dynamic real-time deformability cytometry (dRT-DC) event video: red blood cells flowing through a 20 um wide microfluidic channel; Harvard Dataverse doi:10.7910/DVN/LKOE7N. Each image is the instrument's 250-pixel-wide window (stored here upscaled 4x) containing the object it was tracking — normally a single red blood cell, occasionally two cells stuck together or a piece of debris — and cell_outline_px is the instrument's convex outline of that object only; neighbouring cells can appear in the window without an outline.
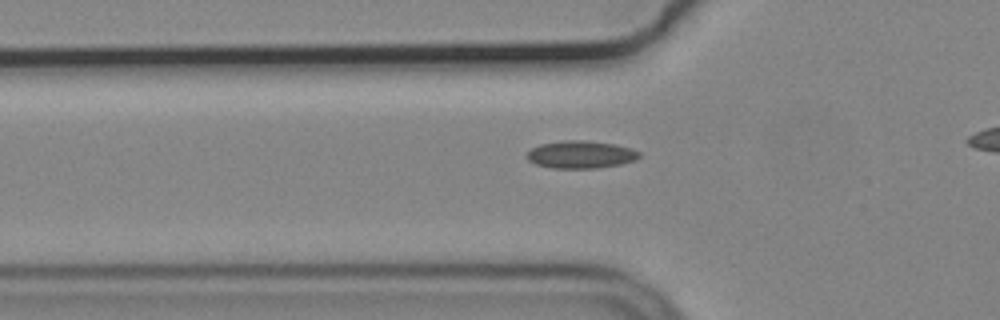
{"species": "common noctule bat (a hibernating species)", "species_latin": "Nyctalus noctula", "temperature_condition": "cold", "stored_images_in_passage": 29, "camera_frame_rate_fps": 3000, "um_per_image_px": 0.085, "animal": {"sex": "male", "body_mass_g": 19.2, "forearm_length_mm": 51.8}, "frame": {"image": 1, "passage_image": 2, "time_ms": 0.333, "image_size_px": [1000, 320], "cell_outline_px": [[640, 156], [636, 160], [620, 164], [596, 168], [552, 168], [536, 164], [528, 160], [524, 156], [532, 148], [540, 144], [564, 140], [584, 140], [616, 144], [632, 148], [640, 152]], "centroid_in_image_um": [49.37, 13.13], "position_along_channel_um": 76.4, "area_um2": 18.15}}
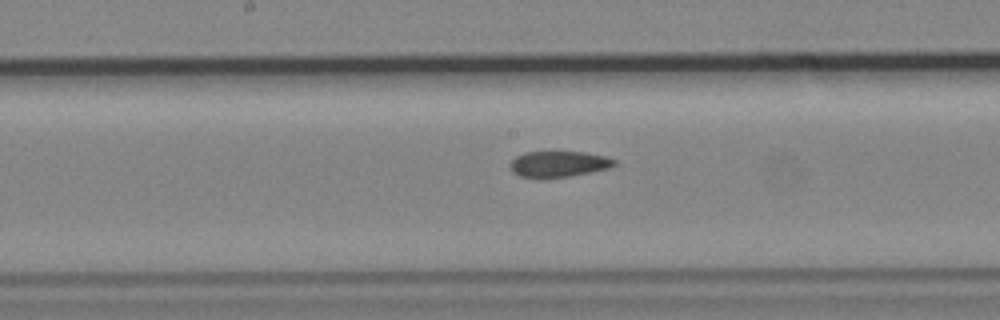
{"frame": {"image": 2, "passage_image": 12, "time_ms": 3.667, "image_size_px": [1000, 320], "cell_outline_px": [[616, 164], [612, 168], [572, 176], [520, 176], [512, 172], [508, 164], [516, 156], [524, 152], [584, 152], [608, 156], [616, 160]], "centroid_in_image_um": [47.54, 13.92], "position_along_channel_um": 200.7, "area_um2": 15.66}}
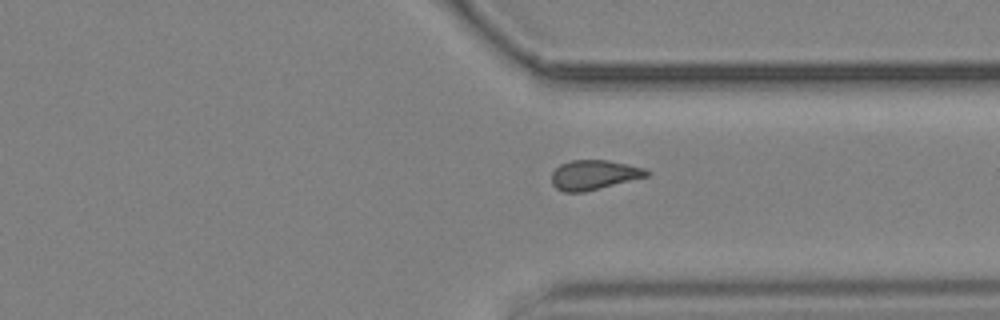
{"frame": {"image": 3, "passage_image": 25, "time_ms": 8.0, "image_size_px": [1000, 320], "cell_outline_px": [[652, 172], [648, 176], [584, 192], [564, 192], [556, 188], [552, 184], [552, 172], [560, 164], [572, 160], [608, 160], [628, 164], [644, 168]], "centroid_in_image_um": [50.49, 14.86], "position_along_channel_um": 360.9, "area_um2": 16.42}}